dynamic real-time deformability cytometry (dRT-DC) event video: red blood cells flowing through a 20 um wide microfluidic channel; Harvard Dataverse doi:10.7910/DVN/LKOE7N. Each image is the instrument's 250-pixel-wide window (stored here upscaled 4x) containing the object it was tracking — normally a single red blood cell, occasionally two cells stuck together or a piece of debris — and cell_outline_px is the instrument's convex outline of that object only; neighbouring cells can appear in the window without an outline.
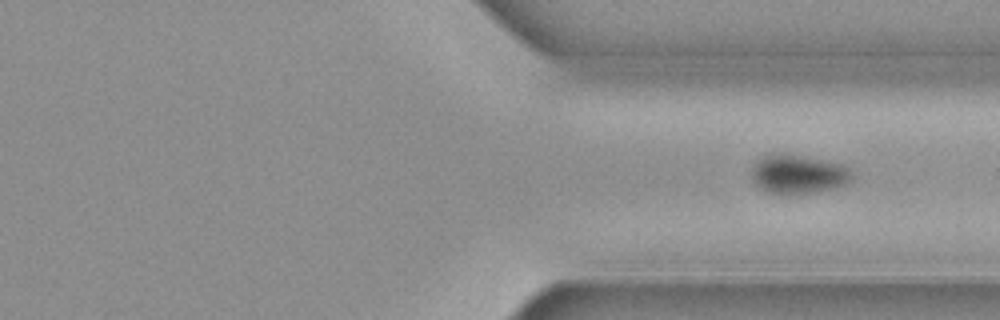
{"species": "common noctule bat (a hibernating species)", "species_latin": "Nyctalus noctula", "temperature_condition": "cold", "stored_images_in_passage": 11, "camera_frame_rate_fps": 3000, "um_per_image_px": 0.085, "animal": {"sex": "female", "body_mass_g": 19.3, "forearm_length_mm": 54.1}, "frame": {"image": 1, "passage_image": 11, "time_ms": 3.333, "image_size_px": [1000, 320], "cell_outline_px": [[852, 180], [844, 184], [832, 188], [812, 192], [788, 196], [768, 192], [760, 188], [752, 180], [752, 164], [764, 156], [772, 152], [780, 152], [840, 164], [848, 168], [852, 176]], "centroid_in_image_um": [67.77, 14.81], "position_along_channel_um": 343.6, "area_um2": 22.77}}